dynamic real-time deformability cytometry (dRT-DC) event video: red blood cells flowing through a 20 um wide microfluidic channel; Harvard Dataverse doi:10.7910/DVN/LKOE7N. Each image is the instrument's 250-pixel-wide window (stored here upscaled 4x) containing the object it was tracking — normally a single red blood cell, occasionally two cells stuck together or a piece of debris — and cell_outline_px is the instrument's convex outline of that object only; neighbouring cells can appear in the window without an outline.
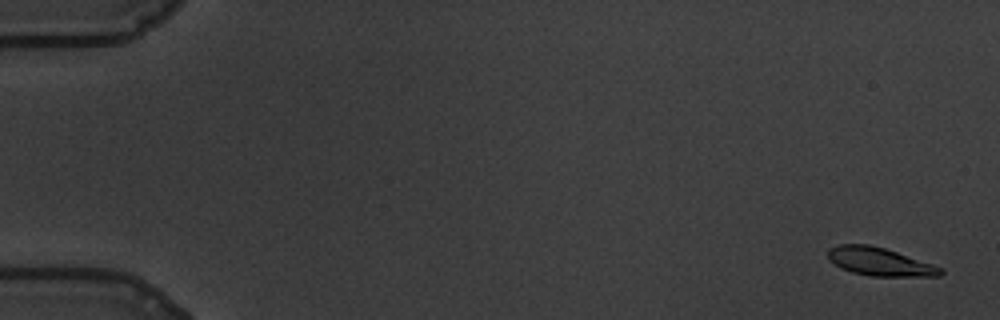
{"species": "common noctule bat (a hibernating species)", "species_latin": "Nyctalus noctula", "temperature_condition": "warm", "stored_images_in_passage": 61, "camera_frame_rate_fps": 3000, "um_per_image_px": 0.085, "animal": {"sex": "male", "body_mass_g": 19.5, "forearm_length_mm": 54.6}, "frame": {"image": 1, "passage_image": 3, "time_ms": 0.667, "image_size_px": [1000, 320], "cell_outline_px": [[944, 272], [940, 276], [868, 276], [852, 272], [840, 268], [828, 260], [828, 248], [840, 244], [868, 244], [884, 248], [944, 268]], "centroid_in_image_um": [74.75, 22.25], "position_along_channel_um": 10.3, "area_um2": 18.5}}
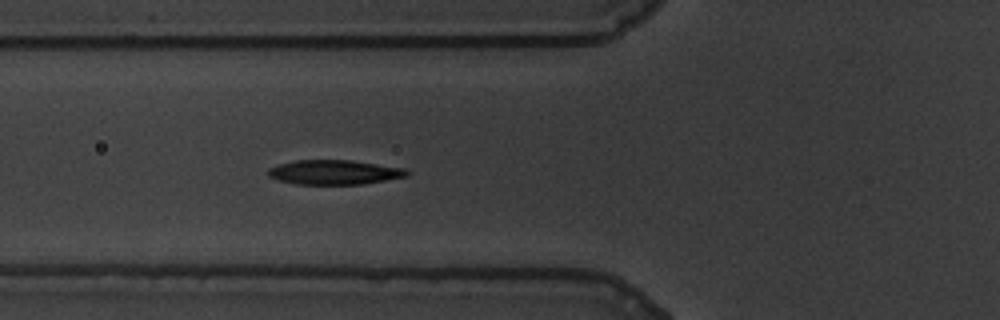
{"frame": {"image": 2, "passage_image": 24, "time_ms": 7.667, "image_size_px": [1000, 320], "cell_outline_px": [[412, 172], [408, 176], [364, 184], [296, 184], [280, 180], [268, 176], [268, 168], [280, 164], [296, 160], [352, 160], [404, 168]], "centroid_in_image_um": [28.46, 14.64], "position_along_channel_um": 97.3, "area_um2": 19.83}}
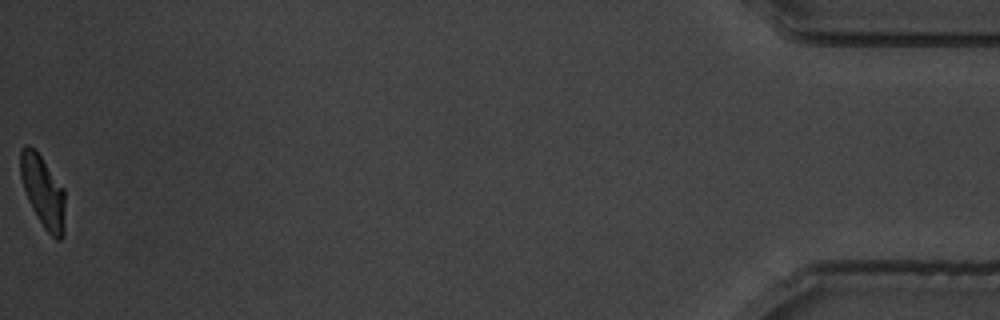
{"frame": {"image": 3, "passage_image": 61, "time_ms": 20.0, "image_size_px": [1000, 320], "cell_outline_px": [[64, 236], [60, 240], [56, 240], [44, 228], [32, 208], [28, 200], [20, 176], [20, 152], [24, 144], [28, 144], [40, 156], [64, 188]], "centroid_in_image_um": [3.65, 16.3], "position_along_channel_um": 431.5, "area_um2": 18.5}, "authors_computed_cell_mechanics": {"area_um2": 20.0566, "velocity_mm_per_s": 3.4444, "shape_relaxation_time_tau1_ms": 3.7014, "shape_relaxation_time_tau2_ms": 1.7136, "deformation_change_tau1": 0.1715, "deformation_change_tau2": 0.0744}}